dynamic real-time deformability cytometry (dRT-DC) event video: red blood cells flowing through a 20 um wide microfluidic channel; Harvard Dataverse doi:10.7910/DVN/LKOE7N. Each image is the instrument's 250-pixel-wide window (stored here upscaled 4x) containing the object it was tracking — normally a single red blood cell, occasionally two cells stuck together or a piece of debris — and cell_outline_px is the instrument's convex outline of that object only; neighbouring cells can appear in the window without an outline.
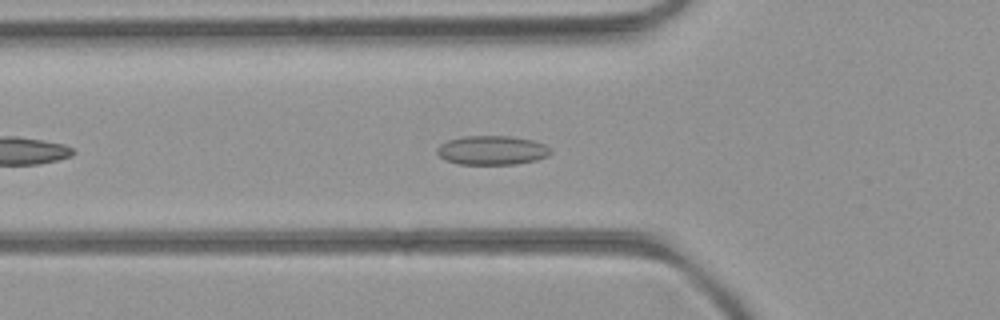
{"species": "common noctule bat (a hibernating species)", "species_latin": "Nyctalus noctula", "temperature_condition": "room temperature", "stored_images_in_passage": 42, "camera_frame_rate_fps": 3000, "um_per_image_px": 0.085, "animal": {"sex": "female", "body_mass_g": 21.9}, "frame": {"image": 1, "passage_image": 7, "time_ms": 2.0, "image_size_px": [1000, 320], "cell_outline_px": [[552, 152], [548, 156], [536, 160], [516, 164], [460, 164], [444, 160], [436, 152], [436, 148], [440, 144], [448, 140], [464, 136], [508, 136], [532, 140], [544, 144]], "centroid_in_image_um": [41.79, 12.77], "position_along_channel_um": 84.0, "area_um2": 19.25}}
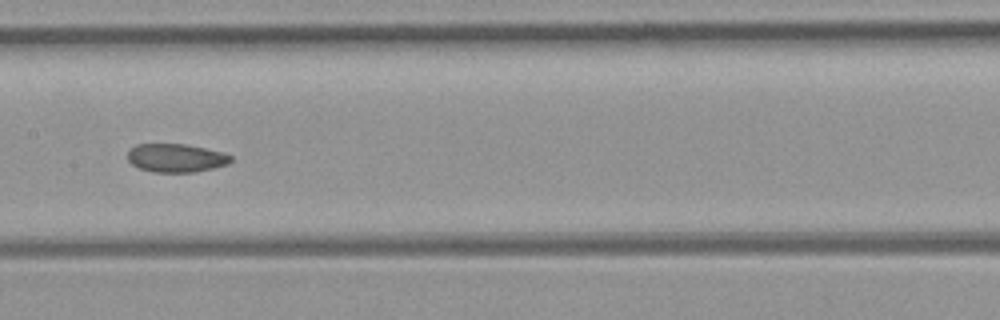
{"frame": {"image": 2, "passage_image": 15, "time_ms": 4.667, "image_size_px": [1000, 320], "cell_outline_px": [[232, 160], [228, 164], [196, 172], [152, 172], [140, 168], [132, 164], [128, 160], [128, 152], [136, 144], [184, 144], [224, 152], [232, 156]], "centroid_in_image_um": [14.98, 13.43], "position_along_channel_um": 192.4, "area_um2": 17.05}}
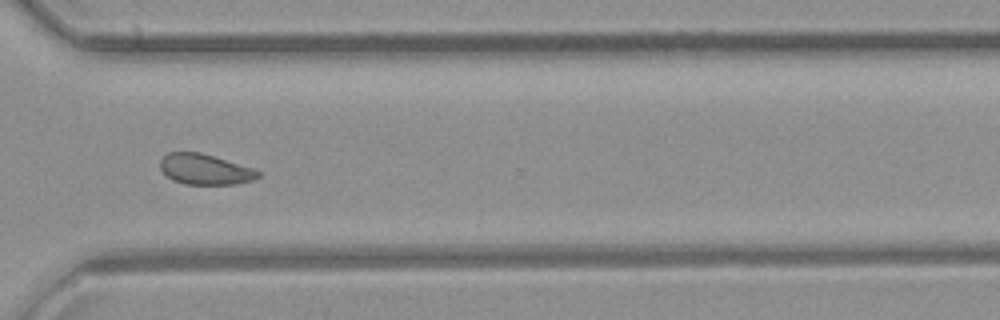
{"frame": {"image": 3, "passage_image": 27, "time_ms": 8.667, "image_size_px": [1000, 320], "cell_outline_px": [[260, 176], [252, 180], [236, 184], [184, 184], [172, 180], [160, 168], [160, 160], [168, 152], [200, 152], [252, 168], [260, 172]], "centroid_in_image_um": [17.4, 14.39], "position_along_channel_um": 353.2, "area_um2": 17.22}, "authors_computed_cell_mechanics": {"area_um2": 17.9469, "velocity_mm_per_s": 4.029, "shape_relaxation_time_tau1_ms": null, "shape_relaxation_time_tau2_ms": 2.1479, "deformation_change_tau1": null, "deformation_change_tau2": 0.0665}}